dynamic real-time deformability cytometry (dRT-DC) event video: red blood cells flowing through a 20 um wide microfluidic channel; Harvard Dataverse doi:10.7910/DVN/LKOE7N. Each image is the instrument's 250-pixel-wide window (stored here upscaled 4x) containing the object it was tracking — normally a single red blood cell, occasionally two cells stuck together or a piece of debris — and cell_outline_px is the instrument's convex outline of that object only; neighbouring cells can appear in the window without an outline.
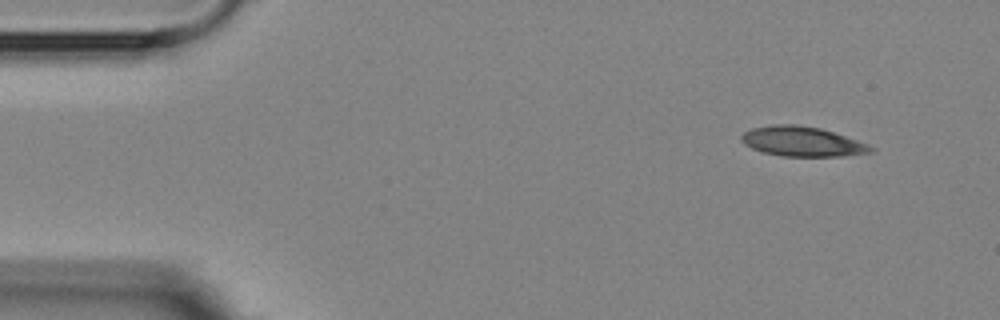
{"species": "Egyptian fruit bat (a non-hibernating species)", "species_latin": "Rousettus aegyptiacus", "temperature_condition": "room temperature", "stored_images_in_passage": 5, "camera_frame_rate_fps": 3000, "um_per_image_px": 0.085, "animal": {"sex": "female"}, "frame": {"image": 1, "passage_image": 1, "time_ms": 0.0, "image_size_px": [1000, 320], "cell_outline_px": [[876, 148], [872, 152], [840, 156], [780, 156], [764, 152], [752, 148], [744, 144], [740, 140], [740, 136], [744, 132], [752, 128], [772, 124], [796, 124], [820, 128], [868, 144]], "centroid_in_image_um": [68.15, 12.02], "position_along_channel_um": 16.9, "area_um2": 22.37}}
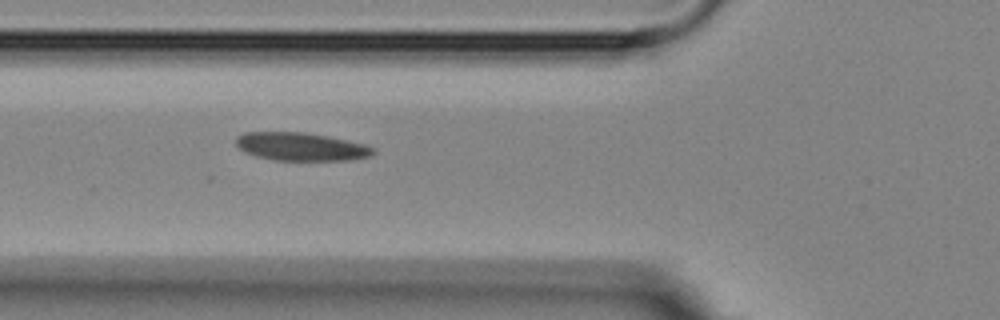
{"frame": {"image": 2, "passage_image": 5, "time_ms": 4.667, "image_size_px": [1000, 320], "cell_outline_px": [[376, 152], [372, 156], [348, 160], [272, 160], [256, 156], [244, 152], [236, 144], [236, 136], [244, 132], [304, 132], [328, 136], [348, 140], [364, 144], [376, 148]], "centroid_in_image_um": [25.6, 12.46], "position_along_channel_um": 100.2, "area_um2": 22.66}}